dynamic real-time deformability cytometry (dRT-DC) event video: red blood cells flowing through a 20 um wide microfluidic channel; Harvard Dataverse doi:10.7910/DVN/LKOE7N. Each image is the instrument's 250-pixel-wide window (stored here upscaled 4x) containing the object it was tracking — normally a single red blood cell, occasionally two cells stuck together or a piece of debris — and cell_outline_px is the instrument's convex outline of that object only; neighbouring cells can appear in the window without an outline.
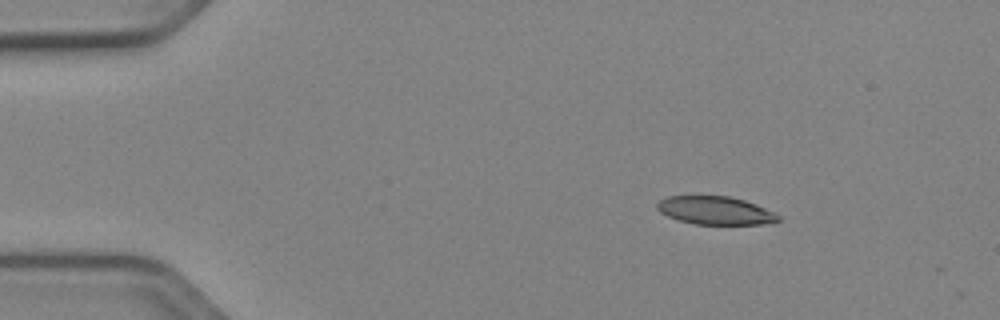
{"species": "Egyptian fruit bat (a non-hibernating species)", "species_latin": "Rousettus aegyptiacus", "temperature_condition": "cold", "stored_images_in_passage": 5, "segment_of_instrument_passage": [1, 2], "camera_frame_rate_fps": 3000, "um_per_image_px": 0.085, "animal": {"sex": "female"}, "frame": {"image": 1, "passage_image": 1, "time_ms": 0.0, "image_size_px": [1000, 320], "cell_outline_px": [[780, 220], [760, 224], [696, 224], [680, 220], [668, 216], [660, 212], [656, 208], [656, 204], [660, 200], [668, 196], [728, 196], [744, 200], [756, 204], [780, 216]], "centroid_in_image_um": [60.77, 17.88], "position_along_channel_um": 24.2, "area_um2": 19.59}}